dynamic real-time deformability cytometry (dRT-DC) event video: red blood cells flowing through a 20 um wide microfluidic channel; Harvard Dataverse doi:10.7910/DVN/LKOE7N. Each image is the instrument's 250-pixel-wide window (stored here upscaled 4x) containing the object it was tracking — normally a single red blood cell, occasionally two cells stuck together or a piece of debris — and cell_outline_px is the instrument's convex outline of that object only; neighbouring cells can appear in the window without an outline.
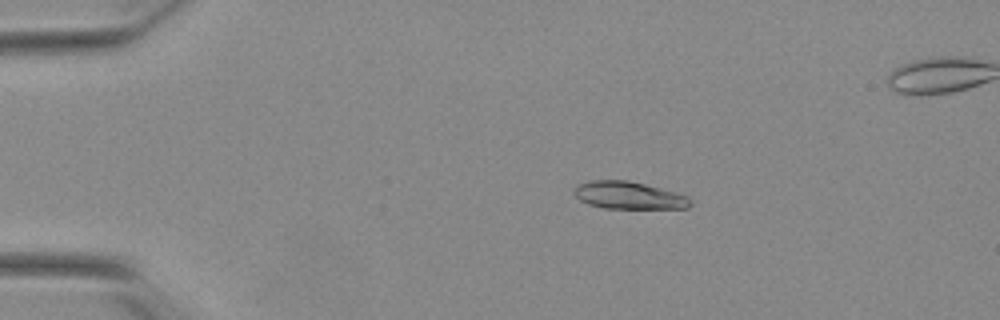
{"species": "Egyptian fruit bat (a non-hibernating species)", "species_latin": "Rousettus aegyptiacus", "temperature_condition": "warm", "stored_images_in_passage": 54, "segment_of_instrument_passage": [1, 2], "camera_frame_rate_fps": 3000, "um_per_image_px": 0.085, "animal": {"sex": "female"}, "frame": {"image": 1, "passage_image": 10, "time_ms": 3.0, "image_size_px": [1000, 320], "cell_outline_px": [[692, 204], [688, 208], [604, 208], [588, 204], [580, 200], [576, 196], [576, 188], [580, 184], [588, 180], [628, 180], [676, 192], [688, 196], [692, 200]], "centroid_in_image_um": [53.49, 16.61], "position_along_channel_um": 31.5, "area_um2": 18.44}}
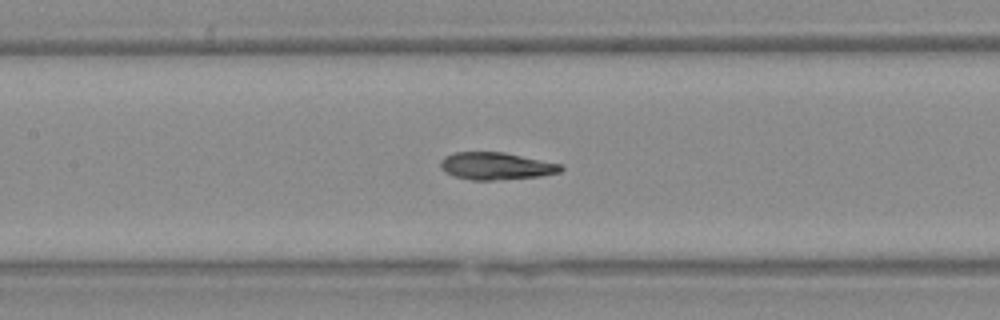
{"frame": {"image": 2, "passage_image": 25, "time_ms": 8.0, "image_size_px": [1000, 320], "cell_outline_px": [[564, 168], [560, 172], [540, 176], [492, 180], [472, 180], [456, 176], [444, 172], [440, 168], [440, 160], [444, 156], [456, 152], [504, 152], [560, 164]], "centroid_in_image_um": [42.13, 14.11], "position_along_channel_um": 165.3, "area_um2": 19.02}}
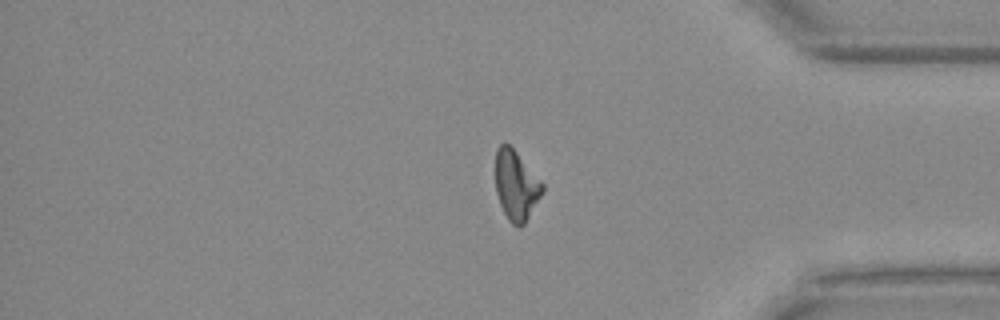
{"frame": {"image": 3, "passage_image": 44, "time_ms": 14.333, "image_size_px": [1000, 320], "cell_outline_px": [[544, 192], [524, 224], [520, 228], [512, 224], [508, 220], [500, 204], [496, 192], [496, 148], [504, 140], [516, 152], [544, 184]], "centroid_in_image_um": [43.87, 15.76], "position_along_channel_um": 391.3, "area_um2": 19.07}}